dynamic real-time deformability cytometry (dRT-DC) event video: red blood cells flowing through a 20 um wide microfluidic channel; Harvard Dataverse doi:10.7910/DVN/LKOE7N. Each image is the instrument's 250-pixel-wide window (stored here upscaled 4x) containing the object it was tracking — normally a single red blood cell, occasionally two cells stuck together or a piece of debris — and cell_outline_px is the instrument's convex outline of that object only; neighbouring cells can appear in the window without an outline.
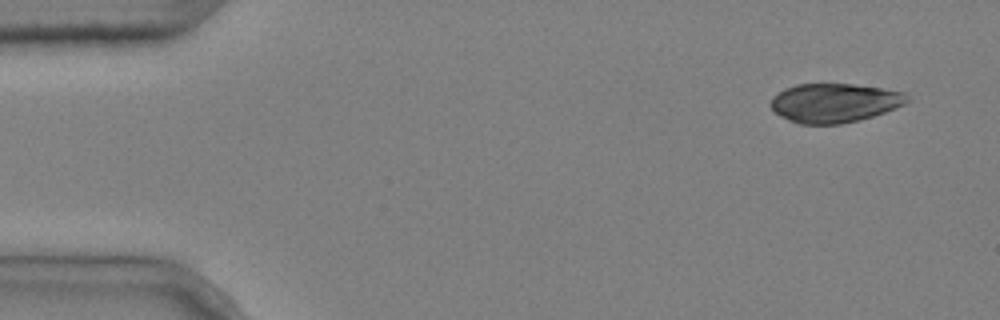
{"species": "common noctule bat (a hibernating species)", "species_latin": "Nyctalus noctula", "temperature_condition": "cold", "stored_images_in_passage": 4, "camera_frame_rate_fps": 3000, "um_per_image_px": 0.085, "animal": {"sex": "male", "body_mass_g": 20.4}, "frame": {"image": 1, "passage_image": 1, "time_ms": 0.0, "image_size_px": [1000, 320], "cell_outline_px": [[912, 100], [904, 104], [884, 112], [860, 120], [840, 124], [800, 124], [788, 120], [780, 116], [768, 104], [772, 96], [784, 88], [796, 84], [852, 84], [880, 88], [904, 92]], "centroid_in_image_um": [70.89, 8.74], "position_along_channel_um": 14.1, "area_um2": 31.15}}
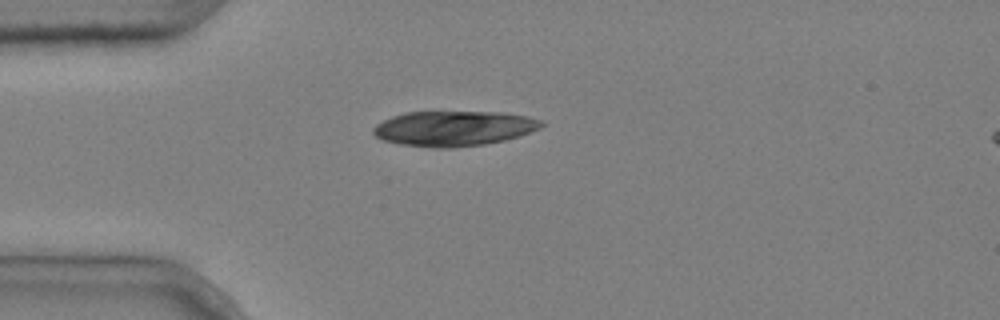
{"frame": {"image": 2, "passage_image": 4, "time_ms": 1.0, "image_size_px": [1000, 320], "cell_outline_px": [[544, 124], [540, 128], [520, 136], [504, 140], [484, 144], [452, 148], [432, 148], [400, 144], [384, 140], [376, 136], [372, 132], [372, 128], [376, 124], [392, 116], [404, 112], [500, 112], [528, 116], [544, 120]], "centroid_in_image_um": [38.58, 10.91], "position_along_channel_um": 46.4, "area_um2": 34.56}}